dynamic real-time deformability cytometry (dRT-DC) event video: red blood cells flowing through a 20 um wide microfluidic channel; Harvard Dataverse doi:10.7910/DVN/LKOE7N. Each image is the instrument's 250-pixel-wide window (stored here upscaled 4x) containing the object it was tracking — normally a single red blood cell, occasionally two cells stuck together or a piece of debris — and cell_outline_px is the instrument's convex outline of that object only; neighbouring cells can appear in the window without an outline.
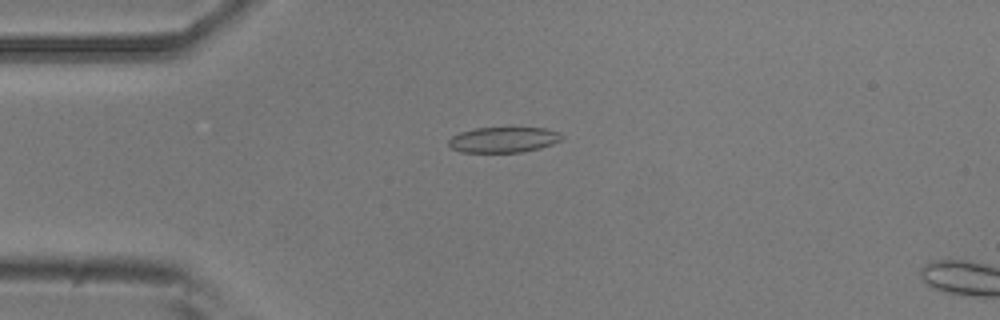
{"species": "common noctule bat (a hibernating species)", "species_latin": "Nyctalus noctula", "temperature_condition": "room temperature", "stored_images_in_passage": 5, "camera_frame_rate_fps": 3000, "um_per_image_px": 0.085, "animal": {"sex": "male", "body_mass_g": 20.5, "forearm_length_mm": 52.5}, "frame": {"image": 1, "passage_image": 4, "time_ms": 3.333, "image_size_px": [1000, 320], "cell_outline_px": [[564, 136], [560, 140], [552, 144], [540, 148], [520, 152], [460, 152], [452, 148], [448, 144], [448, 140], [452, 136], [460, 132], [476, 128], [508, 124], [544, 128], [560, 132]], "centroid_in_image_um": [42.82, 11.81], "position_along_channel_um": 42.2, "area_um2": 17.74}}